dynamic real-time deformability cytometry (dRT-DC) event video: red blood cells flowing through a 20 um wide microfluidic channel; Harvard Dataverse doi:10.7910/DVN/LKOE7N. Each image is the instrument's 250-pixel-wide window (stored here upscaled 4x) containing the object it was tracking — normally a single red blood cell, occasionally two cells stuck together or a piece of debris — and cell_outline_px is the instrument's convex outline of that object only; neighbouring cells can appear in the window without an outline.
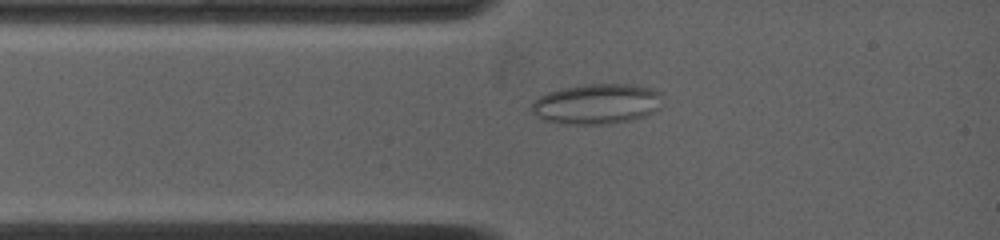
{"species": "common noctule bat (a hibernating species)", "species_latin": "Nyctalus noctula", "temperature_condition": "warm", "stored_images_in_passage": 65, "camera_frame_rate_fps": 4500, "um_per_image_px": 0.085, "animal": {"sex": "female", "body_mass_g": 19.0, "forearm_length_mm": 53.3}, "frame": {"image": 1, "passage_image": 9, "time_ms": 1.778, "image_size_px": [1000, 240], "cell_outline_px": [[660, 108], [644, 116], [632, 120], [604, 124], [568, 124], [540, 120], [528, 108], [540, 96], [548, 92], [564, 88], [584, 84], [636, 84], [648, 88], [656, 92], [660, 96]], "centroid_in_image_um": [50.67, 8.84], "position_along_channel_um": 34.3, "area_um2": 30.63}}
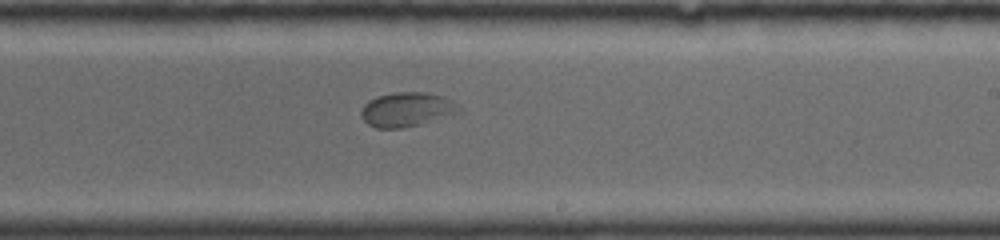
{"frame": {"image": 2, "passage_image": 35, "time_ms": 7.556, "image_size_px": [1000, 240], "cell_outline_px": [[464, 112], [420, 124], [404, 128], [376, 128], [368, 124], [360, 116], [360, 112], [364, 104], [368, 100], [376, 96], [392, 92], [424, 92], [444, 96], [460, 104]], "centroid_in_image_um": [34.62, 9.3], "position_along_channel_um": 254.4, "area_um2": 20.06}}
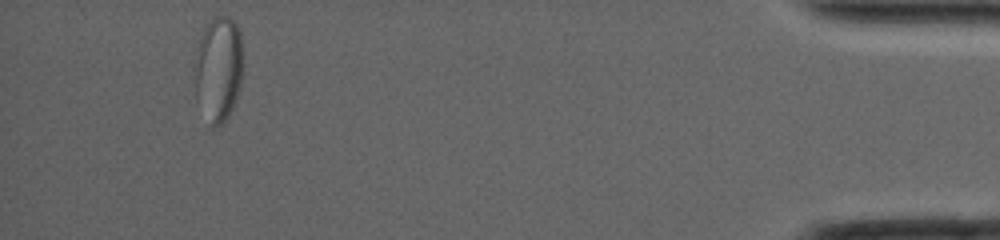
{"frame": {"image": 3, "passage_image": 65, "time_ms": 14.222, "image_size_px": [1000, 240], "cell_outline_px": [[244, 64], [240, 84], [236, 100], [224, 124], [216, 128], [212, 128], [196, 96], [196, 60], [200, 36], [204, 28], [212, 16], [228, 16], [236, 24], [240, 32]], "centroid_in_image_um": [18.61, 5.84], "position_along_channel_um": 416.6, "area_um2": 29.65}}